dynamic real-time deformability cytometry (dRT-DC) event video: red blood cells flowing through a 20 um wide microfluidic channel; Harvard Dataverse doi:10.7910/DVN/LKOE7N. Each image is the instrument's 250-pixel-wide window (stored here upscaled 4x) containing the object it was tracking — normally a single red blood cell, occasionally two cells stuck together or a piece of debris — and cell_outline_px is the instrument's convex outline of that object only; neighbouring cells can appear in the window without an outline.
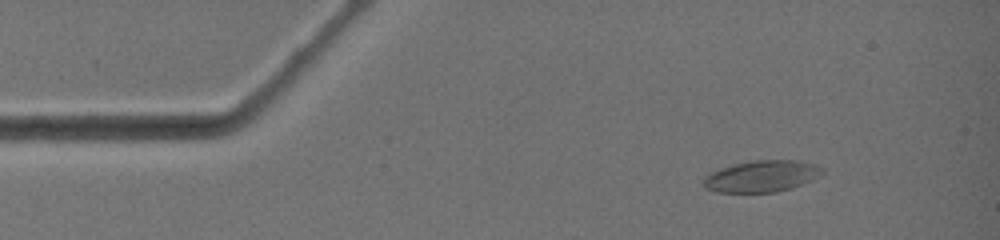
{"species": "common noctule bat (a hibernating species)", "species_latin": "Nyctalus noctula", "temperature_condition": "warm", "stored_images_in_passage": 3, "camera_frame_rate_fps": 3000, "um_per_image_px": 0.085, "animal": {"sex": "female", "body_mass_g": 19.0, "forearm_length_mm": 51.5}, "frame": {"image": 1, "passage_image": 1, "time_ms": 0.0, "image_size_px": [1000, 240], "cell_outline_px": [[824, 172], [820, 176], [812, 180], [792, 188], [776, 192], [716, 192], [704, 188], [700, 180], [704, 176], [720, 168], [752, 160], [796, 160], [816, 164], [824, 168]], "centroid_in_image_um": [64.74, 14.98], "position_along_channel_um": 20.3, "area_um2": 22.08}}